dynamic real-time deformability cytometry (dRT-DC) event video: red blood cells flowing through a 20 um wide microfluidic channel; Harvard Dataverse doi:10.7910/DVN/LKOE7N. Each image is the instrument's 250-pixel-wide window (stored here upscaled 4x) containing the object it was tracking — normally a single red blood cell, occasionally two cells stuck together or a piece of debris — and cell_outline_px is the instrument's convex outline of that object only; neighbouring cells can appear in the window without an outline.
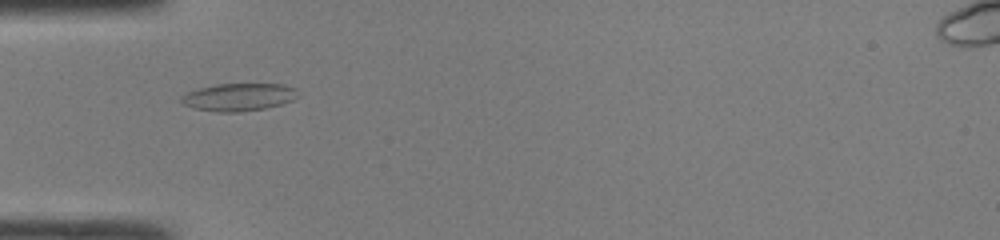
{"species": "common noctule bat (a hibernating species)", "species_latin": "Nyctalus noctula", "temperature_condition": "room temperature", "stored_images_in_passage": 36, "camera_frame_rate_fps": 3000, "um_per_image_px": 0.085, "animal": {"sex": "male", "body_mass_g": 19.0, "forearm_length_mm": 50.8}, "frame": {"image": 1, "passage_image": 4, "time_ms": 1.0, "image_size_px": [1000, 240], "cell_outline_px": [[300, 96], [292, 100], [280, 104], [264, 108], [236, 112], [220, 112], [196, 108], [184, 104], [180, 100], [180, 96], [188, 92], [200, 88], [216, 84], [284, 84], [296, 88]], "centroid_in_image_um": [20.32, 8.24], "position_along_channel_um": 64.7, "area_um2": 18.61}}
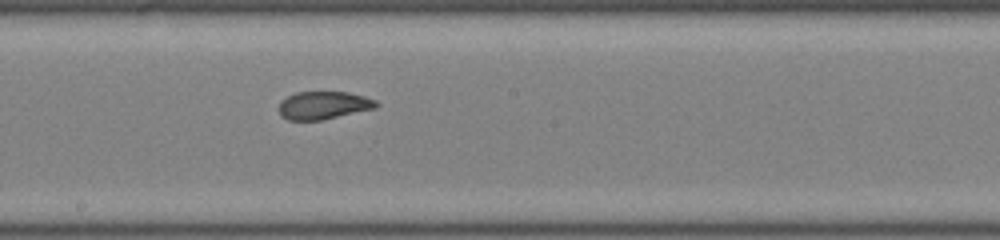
{"frame": {"image": 2, "passage_image": 15, "time_ms": 4.667, "image_size_px": [1000, 240], "cell_outline_px": [[380, 104], [376, 108], [320, 120], [288, 120], [280, 116], [280, 100], [296, 92], [348, 92], [364, 96], [376, 100]], "centroid_in_image_um": [27.5, 8.94], "position_along_channel_um": 220.7, "area_um2": 15.78}}
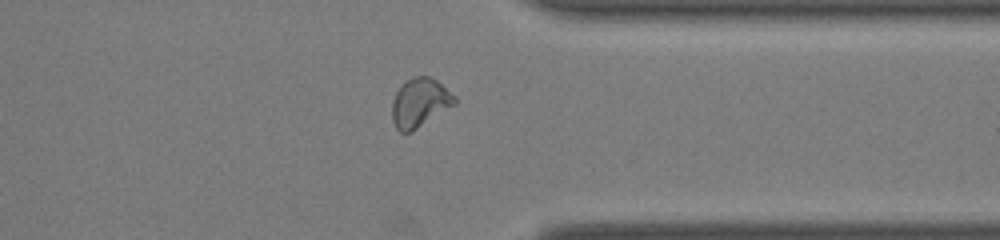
{"frame": {"image": 3, "passage_image": 26, "time_ms": 8.333, "image_size_px": [1000, 240], "cell_outline_px": [[456, 104], [412, 132], [400, 132], [396, 128], [392, 120], [392, 100], [396, 92], [412, 76], [428, 76], [436, 80], [456, 96]], "centroid_in_image_um": [35.69, 8.75], "position_along_channel_um": 375.7, "area_um2": 17.8}, "authors_computed_cell_mechanics": {"area_um2": 17.3978, "velocity_mm_per_s": 4.3053, "shape_relaxation_time_tau1_ms": null, "shape_relaxation_time_tau2_ms": 1.2822, "deformation_change_tau1": null, "deformation_change_tau2": 0.0642}}